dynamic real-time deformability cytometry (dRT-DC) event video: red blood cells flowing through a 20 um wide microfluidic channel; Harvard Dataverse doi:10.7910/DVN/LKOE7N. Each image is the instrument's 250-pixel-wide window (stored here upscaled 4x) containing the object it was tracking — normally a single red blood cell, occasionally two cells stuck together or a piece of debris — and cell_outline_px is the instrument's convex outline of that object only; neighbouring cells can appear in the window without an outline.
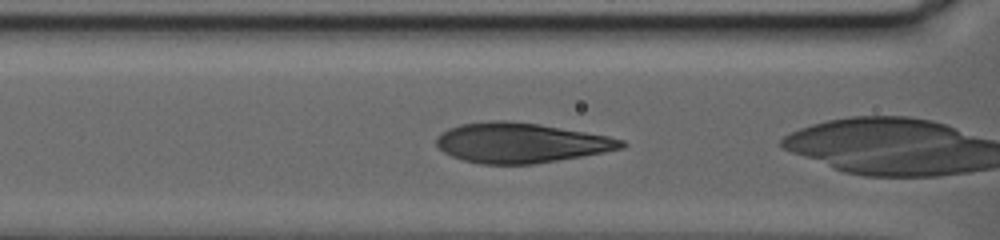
{"species": "human", "species_latin": "Homo sapiens", "temperature_condition": "warm", "stored_images_in_passage": 15, "camera_frame_rate_fps": 3000, "um_per_image_px": 0.085, "donor": {"sex": "female"}, "frame": {"image": 1, "passage_image": 5, "time_ms": 1.333, "image_size_px": [1000, 240], "cell_outline_px": [[628, 144], [624, 148], [604, 152], [532, 164], [480, 164], [464, 160], [452, 156], [444, 152], [436, 144], [436, 136], [448, 128], [460, 124], [496, 120], [504, 120], [540, 124], [608, 136], [624, 140]], "centroid_in_image_um": [44.26, 12.13], "position_along_channel_um": 122.3, "area_um2": 42.89}}
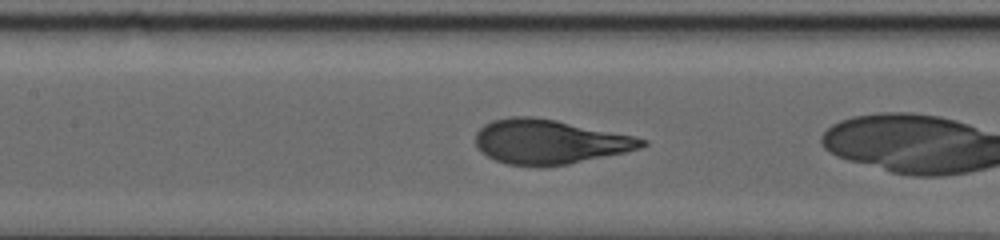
{"frame": {"image": 2, "passage_image": 11, "time_ms": 3.333, "image_size_px": [1000, 240], "cell_outline_px": [[648, 144], [640, 148], [624, 152], [568, 164], [508, 164], [496, 160], [480, 152], [476, 148], [476, 132], [484, 124], [492, 120], [512, 116], [532, 116], [556, 120], [636, 136], [648, 140]], "centroid_in_image_um": [46.7, 12.01], "position_along_channel_um": 160.7, "area_um2": 42.54}}